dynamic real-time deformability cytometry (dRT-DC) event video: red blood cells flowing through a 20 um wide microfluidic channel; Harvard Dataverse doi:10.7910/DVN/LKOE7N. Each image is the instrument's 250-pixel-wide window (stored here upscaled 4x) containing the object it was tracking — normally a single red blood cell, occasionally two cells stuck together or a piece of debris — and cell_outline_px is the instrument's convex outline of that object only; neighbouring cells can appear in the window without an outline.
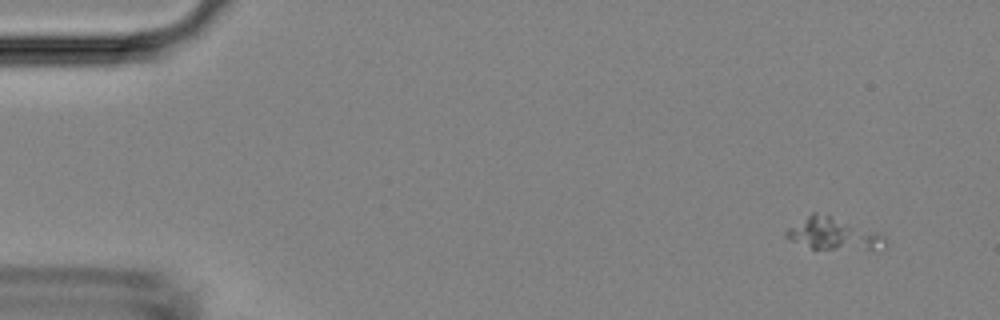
{"species": "Egyptian fruit bat (a non-hibernating species)", "species_latin": "Rousettus aegyptiacus", "temperature_condition": "room temperature", "stored_images_in_passage": 5, "camera_frame_rate_fps": 3000, "um_per_image_px": 0.085, "animal": {"sex": "female"}, "frame": {"image": 1, "passage_image": 2, "time_ms": 1.0, "image_size_px": [1000, 320], "cell_outline_px": [[884, 248], [812, 248], [792, 240], [784, 236], [784, 232], [788, 228], [812, 212], [828, 212], [884, 232]], "centroid_in_image_um": [70.88, 19.78], "position_along_channel_um": 14.1, "area_um2": 18.9}}
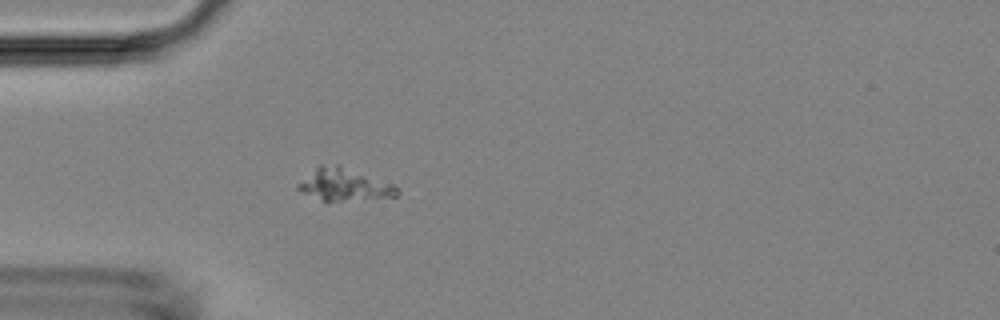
{"frame": {"image": 2, "passage_image": 5, "time_ms": 4.667, "image_size_px": [1000, 320], "cell_outline_px": [[400, 192], [396, 196], [340, 200], [320, 200], [300, 192], [296, 188], [296, 184], [320, 164], [340, 164], [396, 184], [400, 188]], "centroid_in_image_um": [29.27, 15.66], "position_along_channel_um": 55.7, "area_um2": 18.79}}